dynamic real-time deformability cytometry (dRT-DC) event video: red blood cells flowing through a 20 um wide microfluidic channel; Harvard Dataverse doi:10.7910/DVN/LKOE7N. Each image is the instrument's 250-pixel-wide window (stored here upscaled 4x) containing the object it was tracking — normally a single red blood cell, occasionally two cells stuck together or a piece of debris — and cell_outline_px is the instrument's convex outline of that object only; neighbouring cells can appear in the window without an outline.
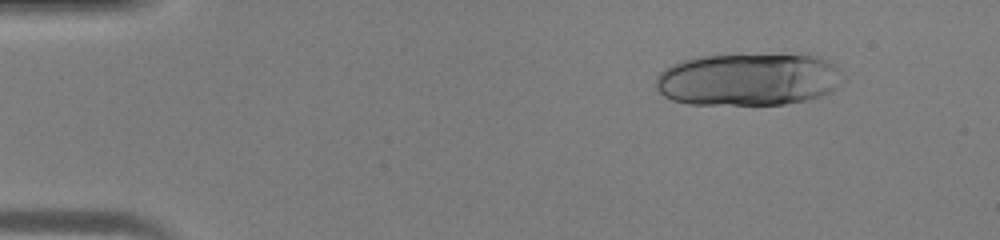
{"species": "human", "species_latin": "Homo sapiens", "temperature_condition": "warm", "stored_images_in_passage": 22, "camera_frame_rate_fps": 3000, "um_per_image_px": 0.085, "donor": {"sex": "male"}, "frame": {"image": 1, "passage_image": 4, "time_ms": 1.0, "image_size_px": [1000, 240], "cell_outline_px": [[848, 80], [844, 84], [832, 92], [820, 96], [804, 100], [784, 104], [688, 104], [672, 100], [664, 96], [656, 88], [656, 76], [664, 68], [672, 64], [684, 60], [700, 56], [800, 52], [808, 52], [820, 56], [836, 64], [848, 76]], "centroid_in_image_um": [63.77, 6.7], "position_along_channel_um": 21.2, "area_um2": 59.36}}
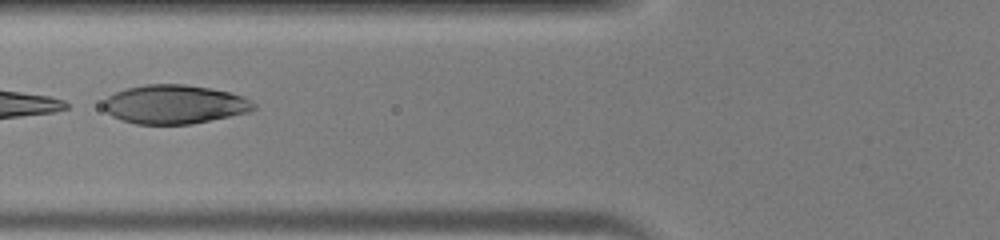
{"frame": {"image": 2, "passage_image": 17, "time_ms": 5.333, "image_size_px": [1000, 240], "cell_outline_px": [[256, 108], [248, 112], [192, 124], [136, 124], [112, 116], [104, 108], [104, 100], [108, 96], [124, 88], [144, 84], [184, 84], [208, 88], [228, 92], [244, 96], [252, 100], [256, 104]], "centroid_in_image_um": [14.85, 8.86], "position_along_channel_um": 111.0, "area_um2": 33.99}}